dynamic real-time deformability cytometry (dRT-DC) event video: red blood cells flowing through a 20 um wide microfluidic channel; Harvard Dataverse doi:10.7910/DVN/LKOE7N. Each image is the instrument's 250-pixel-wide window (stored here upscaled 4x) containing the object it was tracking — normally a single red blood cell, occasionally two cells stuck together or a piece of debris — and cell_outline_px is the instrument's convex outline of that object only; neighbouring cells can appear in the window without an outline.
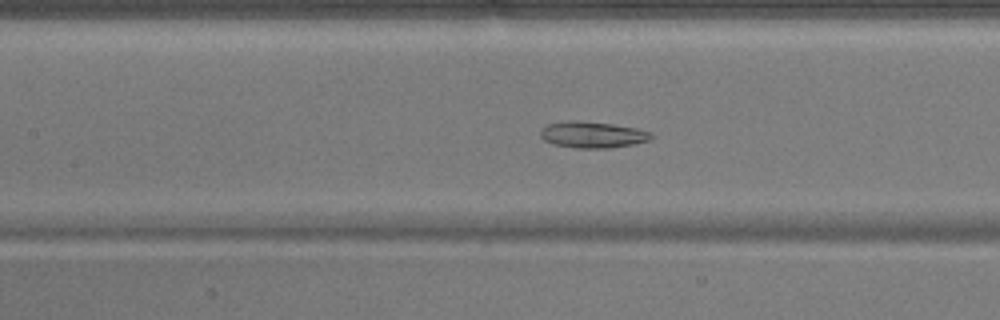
{"species": "common noctule bat (a hibernating species)", "species_latin": "Nyctalus noctula", "temperature_condition": "warm", "stored_images_in_passage": 47, "camera_frame_rate_fps": 3000, "um_per_image_px": 0.085, "animal": {"sex": "male", "body_mass_g": 17.9}, "frame": {"image": 1, "passage_image": 19, "time_ms": 6.0, "image_size_px": [1000, 320], "cell_outline_px": [[652, 140], [632, 144], [608, 148], [576, 148], [552, 144], [544, 140], [540, 136], [540, 132], [548, 124], [572, 120], [576, 120], [612, 124], [636, 128], [652, 132]], "centroid_in_image_um": [50.38, 11.45], "position_along_channel_um": 157.0, "area_um2": 16.94}}
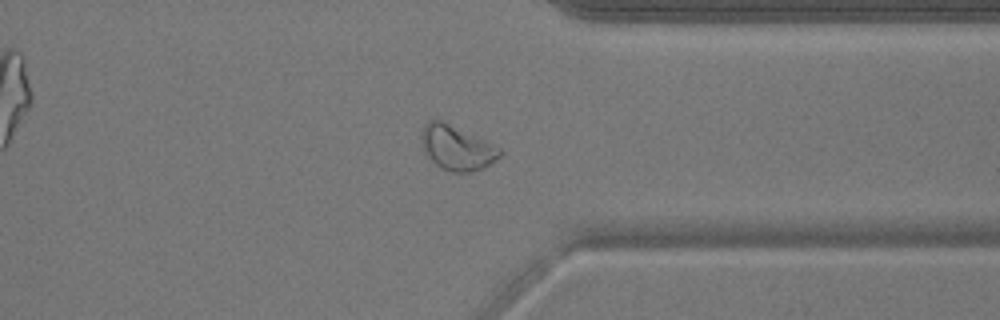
{"frame": {"image": 2, "passage_image": 36, "time_ms": 11.667, "image_size_px": [1000, 320], "cell_outline_px": [[504, 152], [500, 156], [484, 168], [472, 172], [452, 172], [440, 168], [428, 156], [424, 148], [420, 136], [424, 124], [428, 120], [440, 120], [500, 148]], "centroid_in_image_um": [38.82, 12.58], "position_along_channel_um": 372.6, "area_um2": 19.94}}
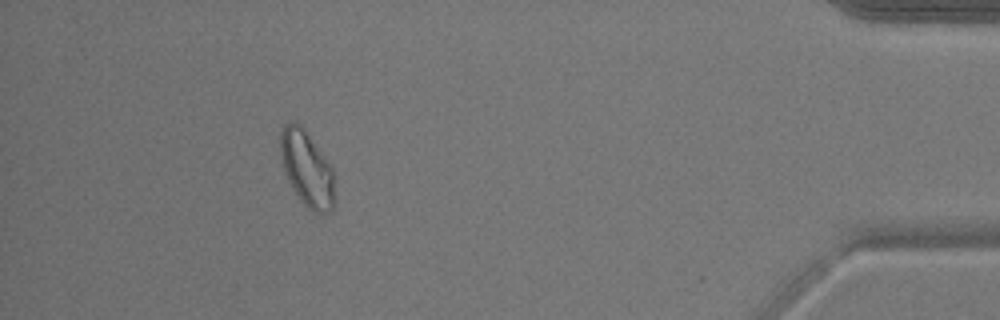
{"frame": {"image": 3, "passage_image": 43, "time_ms": 14.0, "image_size_px": [1000, 320], "cell_outline_px": [[332, 212], [316, 212], [308, 208], [300, 200], [292, 188], [288, 180], [280, 156], [280, 132], [284, 124], [288, 120], [292, 120], [300, 124], [304, 128], [324, 156], [332, 168]], "centroid_in_image_um": [26.02, 14.27], "position_along_channel_um": 409.2, "area_um2": 23.41}}